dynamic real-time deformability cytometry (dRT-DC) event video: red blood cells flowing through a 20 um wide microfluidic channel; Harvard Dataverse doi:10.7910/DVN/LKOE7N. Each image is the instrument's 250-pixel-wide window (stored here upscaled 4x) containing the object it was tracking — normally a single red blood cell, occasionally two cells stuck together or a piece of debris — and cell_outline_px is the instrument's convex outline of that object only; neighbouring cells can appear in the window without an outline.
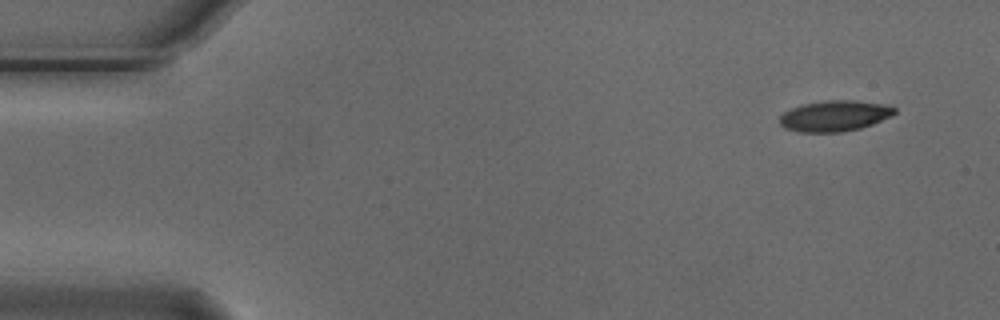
{"species": "Egyptian fruit bat (a non-hibernating species)", "species_latin": "Rousettus aegyptiacus", "temperature_condition": "cold", "stored_images_in_passage": 6, "camera_frame_rate_fps": 3000, "um_per_image_px": 0.085, "animal": {"sex": "male"}, "frame": {"image": 1, "passage_image": 1, "time_ms": 0.0, "image_size_px": [1000, 320], "cell_outline_px": [[896, 112], [892, 116], [872, 124], [860, 128], [840, 132], [800, 132], [784, 128], [780, 124], [780, 116], [784, 112], [800, 104], [824, 100], [856, 100], [884, 104], [896, 108]], "centroid_in_image_um": [70.94, 9.84], "position_along_channel_um": 14.1, "area_um2": 20.75}}
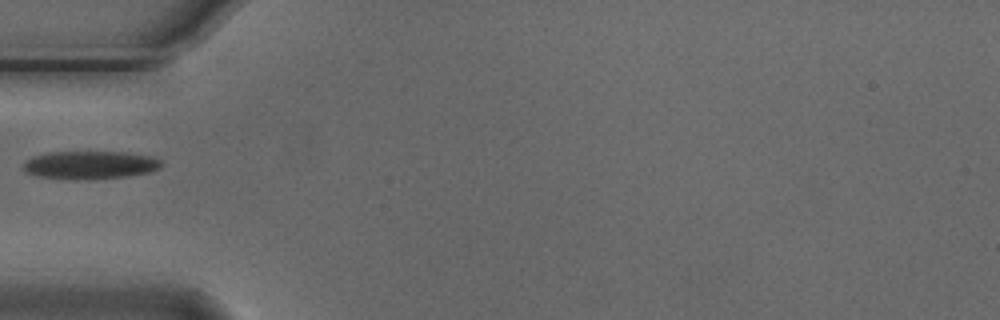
{"frame": {"image": 2, "passage_image": 5, "time_ms": 1.333, "image_size_px": [1000, 320], "cell_outline_px": [[164, 164], [160, 168], [148, 172], [128, 176], [88, 180], [72, 180], [40, 176], [24, 172], [24, 160], [32, 156], [48, 152], [128, 152], [156, 156]], "centroid_in_image_um": [7.68, 14.02], "position_along_channel_um": 77.3, "area_um2": 23.0}}
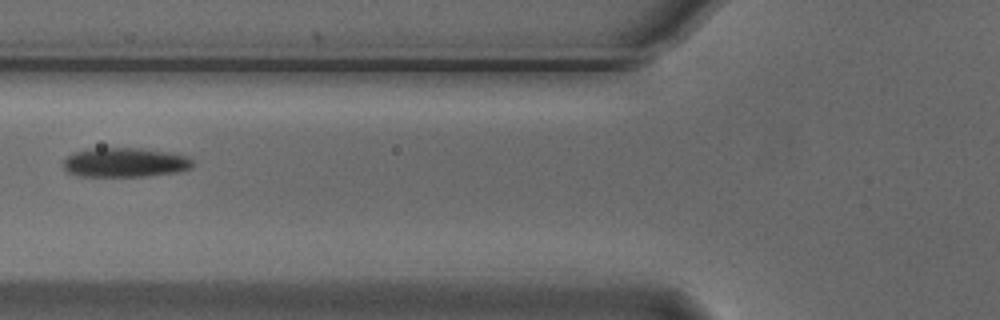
{"frame": {"image": 3, "passage_image": 6, "time_ms": 1.667, "image_size_px": [1000, 320], "cell_outline_px": [[196, 164], [192, 168], [180, 172], [148, 176], [80, 176], [68, 172], [64, 168], [64, 160], [72, 152], [88, 148], [140, 148], [168, 152], [188, 156]], "centroid_in_image_um": [10.67, 13.8], "position_along_channel_um": 115.1, "area_um2": 22.43}}